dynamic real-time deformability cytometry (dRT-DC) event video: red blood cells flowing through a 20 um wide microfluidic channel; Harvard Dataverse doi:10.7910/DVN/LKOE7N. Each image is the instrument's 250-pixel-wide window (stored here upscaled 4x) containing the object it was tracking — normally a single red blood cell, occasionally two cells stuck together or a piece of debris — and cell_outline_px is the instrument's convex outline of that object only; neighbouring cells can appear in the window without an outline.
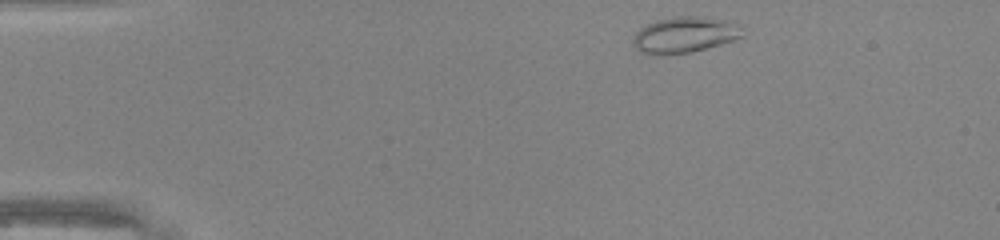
{"species": "common noctule bat (a hibernating species)", "species_latin": "Nyctalus noctula", "temperature_condition": "warm", "stored_images_in_passage": 36, "camera_frame_rate_fps": 3000, "um_per_image_px": 0.085, "animal": {"sex": "male", "body_mass_g": 20.0, "forearm_length_mm": 53.3}, "frame": {"image": 1, "passage_image": 2, "time_ms": 0.333, "image_size_px": [1000, 240], "cell_outline_px": [[744, 36], [736, 40], [692, 52], [652, 56], [648, 56], [640, 52], [632, 44], [632, 40], [636, 32], [640, 28], [656, 20], [680, 16], [696, 16], [724, 20], [740, 24]], "centroid_in_image_um": [58.18, 2.98], "position_along_channel_um": 26.8, "area_um2": 23.24}}
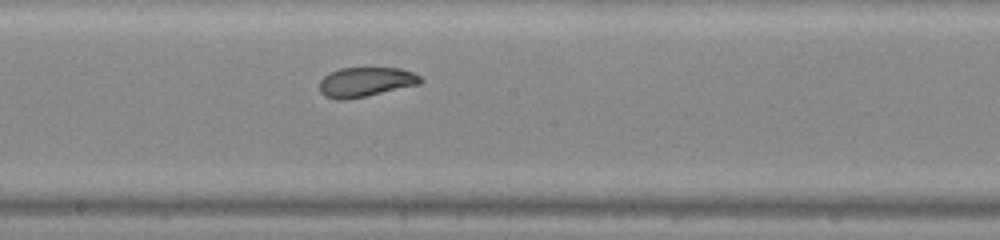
{"frame": {"image": 2, "passage_image": 21, "time_ms": 6.667, "image_size_px": [1000, 240], "cell_outline_px": [[424, 80], [420, 84], [348, 100], [336, 100], [324, 96], [320, 92], [320, 80], [324, 76], [340, 68], [400, 68], [412, 72], [420, 76]], "centroid_in_image_um": [31.08, 6.98], "position_along_channel_um": 217.1, "area_um2": 17.46}}
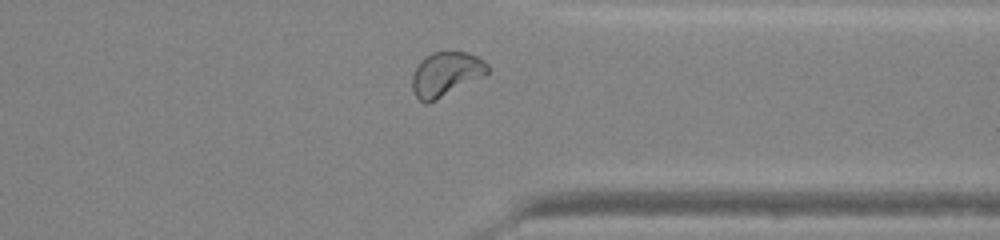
{"frame": {"image": 3, "passage_image": 32, "time_ms": 10.333, "image_size_px": [1000, 240], "cell_outline_px": [[488, 72], [484, 76], [428, 104], [424, 104], [416, 96], [412, 88], [412, 76], [420, 60], [424, 56], [432, 52], [464, 52], [476, 56], [484, 60], [488, 64]], "centroid_in_image_um": [37.88, 6.3], "position_along_channel_um": 373.5, "area_um2": 19.42}, "authors_computed_cell_mechanics": {"area_um2": 18.5249, "velocity_mm_per_s": 4.3, "shape_relaxation_time_tau1_ms": 2.6637, "shape_relaxation_time_tau2_ms": 1.0852, "deformation_change_tau1": 0.1432, "deformation_change_tau2": 0.0613}}